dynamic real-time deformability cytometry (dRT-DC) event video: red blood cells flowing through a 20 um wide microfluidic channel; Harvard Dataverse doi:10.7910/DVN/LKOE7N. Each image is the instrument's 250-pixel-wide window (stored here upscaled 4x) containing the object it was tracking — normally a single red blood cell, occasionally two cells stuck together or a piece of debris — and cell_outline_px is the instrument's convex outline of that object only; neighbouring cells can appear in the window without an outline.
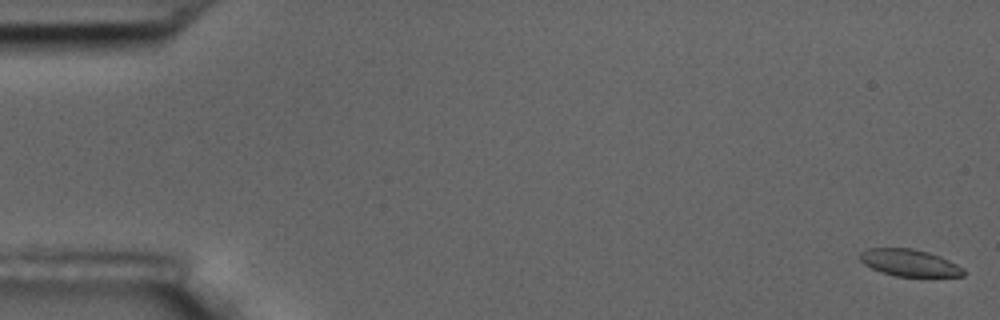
{"species": "common noctule bat (a hibernating species)", "species_latin": "Nyctalus noctula", "temperature_condition": "room temperature", "stored_images_in_passage": 5, "camera_frame_rate_fps": 3000, "um_per_image_px": 0.085, "animal": {"sex": "male", "body_mass_g": 17.5, "forearm_length_mm": 52.3}, "frame": {"image": 1, "passage_image": 1, "time_ms": 0.0, "image_size_px": [1000, 320], "cell_outline_px": [[964, 276], [896, 276], [880, 272], [864, 264], [860, 260], [860, 252], [868, 248], [912, 248], [928, 252], [940, 256], [964, 268]], "centroid_in_image_um": [77.28, 22.33], "position_along_channel_um": 7.7, "area_um2": 16.18}}
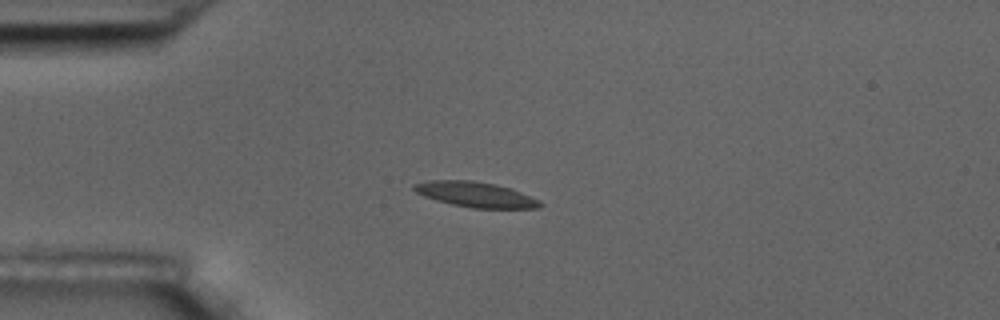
{"frame": {"image": 2, "passage_image": 5, "time_ms": 4.667, "image_size_px": [1000, 320], "cell_outline_px": [[544, 204], [540, 208], [472, 208], [452, 204], [436, 200], [424, 196], [416, 192], [412, 188], [412, 184], [428, 180], [472, 180], [492, 184], [508, 188], [520, 192], [540, 200]], "centroid_in_image_um": [40.4, 16.53], "position_along_channel_um": 44.6, "area_um2": 18.44}}